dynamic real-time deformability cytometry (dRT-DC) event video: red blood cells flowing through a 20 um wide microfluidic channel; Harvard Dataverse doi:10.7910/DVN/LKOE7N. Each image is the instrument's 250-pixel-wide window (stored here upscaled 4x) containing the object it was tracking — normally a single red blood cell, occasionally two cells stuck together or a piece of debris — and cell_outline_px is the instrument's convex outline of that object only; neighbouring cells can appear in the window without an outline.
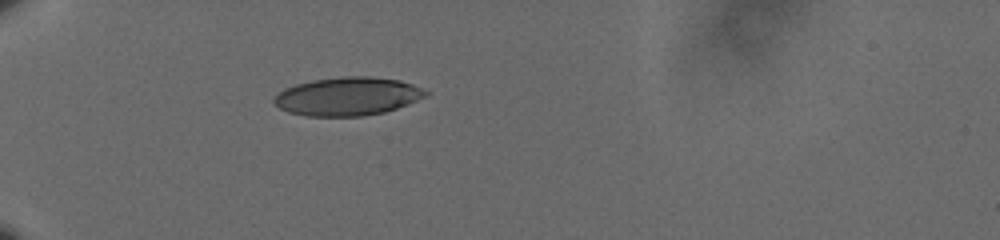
{"species": "human", "species_latin": "Homo sapiens", "temperature_condition": "cold", "stored_images_in_passage": 40, "camera_frame_rate_fps": 3000, "um_per_image_px": 0.085, "donor": {"sex": "male"}, "frame": {"image": 1, "passage_image": 1, "time_ms": 0.0, "image_size_px": [1000, 240], "cell_outline_px": [[432, 92], [428, 96], [408, 104], [384, 112], [364, 116], [308, 116], [288, 112], [280, 108], [272, 100], [284, 88], [296, 84], [312, 80], [340, 76], [368, 76], [400, 80], [412, 84]], "centroid_in_image_um": [29.59, 8.18], "position_along_channel_um": 55.4, "area_um2": 34.04}}
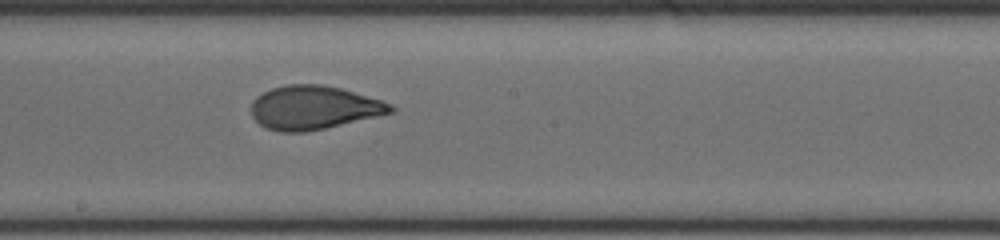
{"frame": {"image": 2, "passage_image": 17, "time_ms": 5.333, "image_size_px": [1000, 240], "cell_outline_px": [[396, 108], [392, 112], [376, 116], [324, 128], [304, 132], [280, 132], [264, 128], [252, 116], [252, 100], [256, 96], [272, 88], [288, 84], [320, 84], [340, 88], [380, 100], [392, 104]], "centroid_in_image_um": [26.62, 9.14], "position_along_channel_um": 221.6, "area_um2": 35.14}}
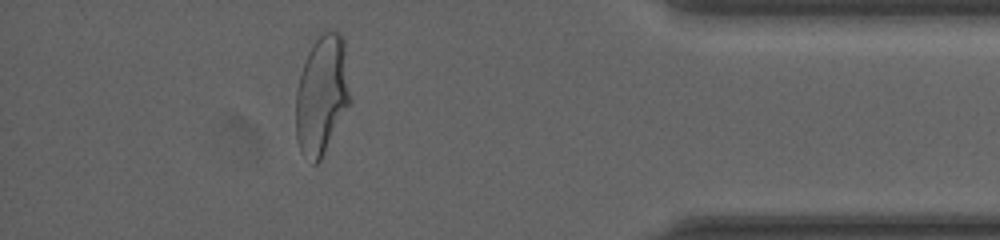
{"frame": {"image": 3, "passage_image": 35, "time_ms": 11.333, "image_size_px": [1000, 240], "cell_outline_px": [[352, 100], [320, 160], [316, 164], [312, 164], [300, 152], [296, 140], [296, 92], [300, 76], [308, 52], [312, 44], [324, 32], [340, 32], [344, 40]], "centroid_in_image_um": [27.37, 8.1], "position_along_channel_um": 407.8, "area_um2": 37.8}, "authors_computed_cell_mechanics": {"area_um2": 35.6337, "velocity_mm_per_s": 3.5939, "shape_relaxation_time_tau1_ms": 6.4953, "shape_relaxation_time_tau2_ms": null, "deformation_change_tau1": 0.2198, "deformation_change_tau2": null}}